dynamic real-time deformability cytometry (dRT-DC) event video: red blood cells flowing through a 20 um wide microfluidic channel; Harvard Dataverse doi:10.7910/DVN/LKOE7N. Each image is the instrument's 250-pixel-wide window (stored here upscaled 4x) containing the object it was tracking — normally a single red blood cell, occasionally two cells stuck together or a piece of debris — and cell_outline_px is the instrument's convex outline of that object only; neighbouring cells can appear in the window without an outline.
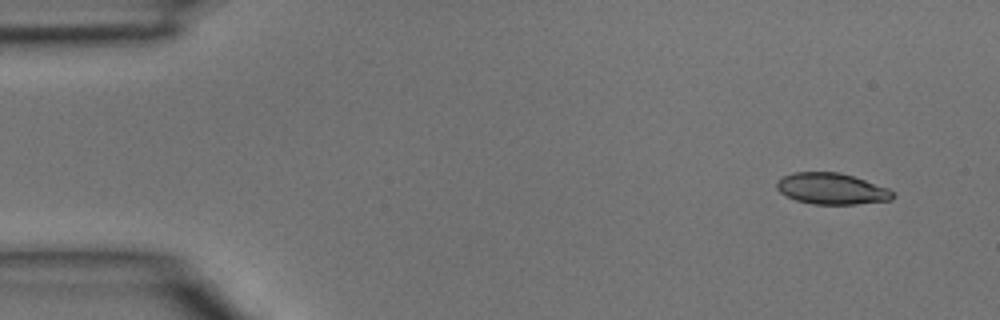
{"species": "common noctule bat (a hibernating species)", "species_latin": "Nyctalus noctula", "temperature_condition": "room temperature", "stored_images_in_passage": 4, "camera_frame_rate_fps": 3000, "um_per_image_px": 0.085, "animal": {"sex": "male", "body_mass_g": 15.6}, "frame": {"image": 1, "passage_image": 1, "time_ms": 0.0, "image_size_px": [1000, 320], "cell_outline_px": [[896, 196], [892, 200], [856, 204], [812, 204], [796, 200], [780, 192], [776, 188], [776, 180], [784, 176], [796, 172], [840, 172], [888, 188]], "centroid_in_image_um": [70.68, 16.04], "position_along_channel_um": 14.3, "area_um2": 21.04}}
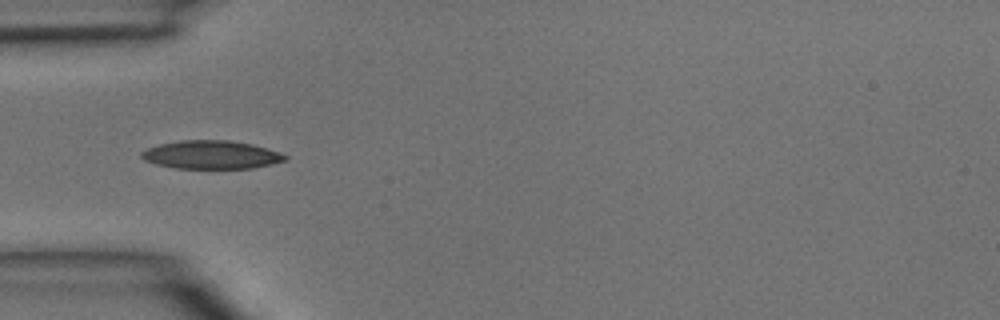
{"frame": {"image": 2, "passage_image": 4, "time_ms": 1.0, "image_size_px": [1000, 320], "cell_outline_px": [[288, 160], [272, 164], [252, 168], [176, 168], [156, 164], [144, 160], [140, 156], [140, 152], [148, 148], [160, 144], [180, 140], [232, 140], [252, 144], [280, 152], [288, 156]], "centroid_in_image_um": [17.98, 13.15], "position_along_channel_um": 67.0, "area_um2": 23.76}}